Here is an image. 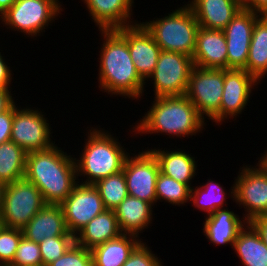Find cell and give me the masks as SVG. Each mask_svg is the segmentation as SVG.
<instances>
[{
  "instance_id": "obj_2",
  "label": "cell",
  "mask_w": 267,
  "mask_h": 266,
  "mask_svg": "<svg viewBox=\"0 0 267 266\" xmlns=\"http://www.w3.org/2000/svg\"><path fill=\"white\" fill-rule=\"evenodd\" d=\"M57 144L28 152L24 178L40 190L46 204L60 205L78 184L75 156Z\"/></svg>"
},
{
  "instance_id": "obj_17",
  "label": "cell",
  "mask_w": 267,
  "mask_h": 266,
  "mask_svg": "<svg viewBox=\"0 0 267 266\" xmlns=\"http://www.w3.org/2000/svg\"><path fill=\"white\" fill-rule=\"evenodd\" d=\"M98 30H112L138 23L132 20L134 0H82Z\"/></svg>"
},
{
  "instance_id": "obj_41",
  "label": "cell",
  "mask_w": 267,
  "mask_h": 266,
  "mask_svg": "<svg viewBox=\"0 0 267 266\" xmlns=\"http://www.w3.org/2000/svg\"><path fill=\"white\" fill-rule=\"evenodd\" d=\"M243 8L258 15H267V0H250Z\"/></svg>"
},
{
  "instance_id": "obj_46",
  "label": "cell",
  "mask_w": 267,
  "mask_h": 266,
  "mask_svg": "<svg viewBox=\"0 0 267 266\" xmlns=\"http://www.w3.org/2000/svg\"><path fill=\"white\" fill-rule=\"evenodd\" d=\"M4 227L3 219L0 214V230Z\"/></svg>"
},
{
  "instance_id": "obj_20",
  "label": "cell",
  "mask_w": 267,
  "mask_h": 266,
  "mask_svg": "<svg viewBox=\"0 0 267 266\" xmlns=\"http://www.w3.org/2000/svg\"><path fill=\"white\" fill-rule=\"evenodd\" d=\"M229 208H221L216 212L206 215L203 222V232L206 238L213 245H229L233 247L238 233L248 223L242 216L241 220L238 214Z\"/></svg>"
},
{
  "instance_id": "obj_5",
  "label": "cell",
  "mask_w": 267,
  "mask_h": 266,
  "mask_svg": "<svg viewBox=\"0 0 267 266\" xmlns=\"http://www.w3.org/2000/svg\"><path fill=\"white\" fill-rule=\"evenodd\" d=\"M163 18L140 22L152 35L161 50L192 57L196 48L199 24L188 4L167 13Z\"/></svg>"
},
{
  "instance_id": "obj_26",
  "label": "cell",
  "mask_w": 267,
  "mask_h": 266,
  "mask_svg": "<svg viewBox=\"0 0 267 266\" xmlns=\"http://www.w3.org/2000/svg\"><path fill=\"white\" fill-rule=\"evenodd\" d=\"M244 70L259 83L267 77V15H260L255 21Z\"/></svg>"
},
{
  "instance_id": "obj_47",
  "label": "cell",
  "mask_w": 267,
  "mask_h": 266,
  "mask_svg": "<svg viewBox=\"0 0 267 266\" xmlns=\"http://www.w3.org/2000/svg\"><path fill=\"white\" fill-rule=\"evenodd\" d=\"M262 217L267 218V210H266V212L262 215Z\"/></svg>"
},
{
  "instance_id": "obj_36",
  "label": "cell",
  "mask_w": 267,
  "mask_h": 266,
  "mask_svg": "<svg viewBox=\"0 0 267 266\" xmlns=\"http://www.w3.org/2000/svg\"><path fill=\"white\" fill-rule=\"evenodd\" d=\"M153 254L146 242L143 241L134 249L123 266H163L161 258Z\"/></svg>"
},
{
  "instance_id": "obj_6",
  "label": "cell",
  "mask_w": 267,
  "mask_h": 266,
  "mask_svg": "<svg viewBox=\"0 0 267 266\" xmlns=\"http://www.w3.org/2000/svg\"><path fill=\"white\" fill-rule=\"evenodd\" d=\"M61 6L59 0H16L0 21L7 29L34 38L43 35L44 29L62 14Z\"/></svg>"
},
{
  "instance_id": "obj_23",
  "label": "cell",
  "mask_w": 267,
  "mask_h": 266,
  "mask_svg": "<svg viewBox=\"0 0 267 266\" xmlns=\"http://www.w3.org/2000/svg\"><path fill=\"white\" fill-rule=\"evenodd\" d=\"M153 208L151 203L128 195L114 209L122 234L140 238L139 233H143L152 223Z\"/></svg>"
},
{
  "instance_id": "obj_33",
  "label": "cell",
  "mask_w": 267,
  "mask_h": 266,
  "mask_svg": "<svg viewBox=\"0 0 267 266\" xmlns=\"http://www.w3.org/2000/svg\"><path fill=\"white\" fill-rule=\"evenodd\" d=\"M22 236L21 229L4 226L0 230V266H9L12 263Z\"/></svg>"
},
{
  "instance_id": "obj_31",
  "label": "cell",
  "mask_w": 267,
  "mask_h": 266,
  "mask_svg": "<svg viewBox=\"0 0 267 266\" xmlns=\"http://www.w3.org/2000/svg\"><path fill=\"white\" fill-rule=\"evenodd\" d=\"M191 189L183 183L176 181L173 178L158 174L156 180V199L157 202H167L173 206H183L190 202Z\"/></svg>"
},
{
  "instance_id": "obj_37",
  "label": "cell",
  "mask_w": 267,
  "mask_h": 266,
  "mask_svg": "<svg viewBox=\"0 0 267 266\" xmlns=\"http://www.w3.org/2000/svg\"><path fill=\"white\" fill-rule=\"evenodd\" d=\"M14 118V104L5 112L0 113V144L10 141Z\"/></svg>"
},
{
  "instance_id": "obj_7",
  "label": "cell",
  "mask_w": 267,
  "mask_h": 266,
  "mask_svg": "<svg viewBox=\"0 0 267 266\" xmlns=\"http://www.w3.org/2000/svg\"><path fill=\"white\" fill-rule=\"evenodd\" d=\"M240 171L228 198L231 197L239 207H244L245 214H242L249 223L267 210V169L258 161L254 167L243 165Z\"/></svg>"
},
{
  "instance_id": "obj_38",
  "label": "cell",
  "mask_w": 267,
  "mask_h": 266,
  "mask_svg": "<svg viewBox=\"0 0 267 266\" xmlns=\"http://www.w3.org/2000/svg\"><path fill=\"white\" fill-rule=\"evenodd\" d=\"M5 60L6 59L1 55L0 52V89L11 88L10 85L13 79V70H10V66H8V63Z\"/></svg>"
},
{
  "instance_id": "obj_44",
  "label": "cell",
  "mask_w": 267,
  "mask_h": 266,
  "mask_svg": "<svg viewBox=\"0 0 267 266\" xmlns=\"http://www.w3.org/2000/svg\"><path fill=\"white\" fill-rule=\"evenodd\" d=\"M264 153L265 154H263V155L261 154L260 159L258 157V160L267 169V149H266V151H264Z\"/></svg>"
},
{
  "instance_id": "obj_11",
  "label": "cell",
  "mask_w": 267,
  "mask_h": 266,
  "mask_svg": "<svg viewBox=\"0 0 267 266\" xmlns=\"http://www.w3.org/2000/svg\"><path fill=\"white\" fill-rule=\"evenodd\" d=\"M223 86L224 69L194 65L185 95L197 108L198 113L204 119L210 120L220 110Z\"/></svg>"
},
{
  "instance_id": "obj_30",
  "label": "cell",
  "mask_w": 267,
  "mask_h": 266,
  "mask_svg": "<svg viewBox=\"0 0 267 266\" xmlns=\"http://www.w3.org/2000/svg\"><path fill=\"white\" fill-rule=\"evenodd\" d=\"M94 187L109 210H114L129 195L123 170L99 180Z\"/></svg>"
},
{
  "instance_id": "obj_29",
  "label": "cell",
  "mask_w": 267,
  "mask_h": 266,
  "mask_svg": "<svg viewBox=\"0 0 267 266\" xmlns=\"http://www.w3.org/2000/svg\"><path fill=\"white\" fill-rule=\"evenodd\" d=\"M208 179L206 184L192 187L190 191V203L205 214L210 215L218 209L226 208L227 192L218 182Z\"/></svg>"
},
{
  "instance_id": "obj_32",
  "label": "cell",
  "mask_w": 267,
  "mask_h": 266,
  "mask_svg": "<svg viewBox=\"0 0 267 266\" xmlns=\"http://www.w3.org/2000/svg\"><path fill=\"white\" fill-rule=\"evenodd\" d=\"M75 236H57L45 238L39 242L42 258V266H48L53 261L60 258L73 244Z\"/></svg>"
},
{
  "instance_id": "obj_22",
  "label": "cell",
  "mask_w": 267,
  "mask_h": 266,
  "mask_svg": "<svg viewBox=\"0 0 267 266\" xmlns=\"http://www.w3.org/2000/svg\"><path fill=\"white\" fill-rule=\"evenodd\" d=\"M158 161L160 173L176 181L186 184L190 189L193 187L192 179L199 170L197 167L198 161L193 155L182 149H166L151 148L149 149ZM197 170V171H196Z\"/></svg>"
},
{
  "instance_id": "obj_40",
  "label": "cell",
  "mask_w": 267,
  "mask_h": 266,
  "mask_svg": "<svg viewBox=\"0 0 267 266\" xmlns=\"http://www.w3.org/2000/svg\"><path fill=\"white\" fill-rule=\"evenodd\" d=\"M255 230L260 234L264 244L267 246V218L257 217L249 222Z\"/></svg>"
},
{
  "instance_id": "obj_9",
  "label": "cell",
  "mask_w": 267,
  "mask_h": 266,
  "mask_svg": "<svg viewBox=\"0 0 267 266\" xmlns=\"http://www.w3.org/2000/svg\"><path fill=\"white\" fill-rule=\"evenodd\" d=\"M14 103V118L10 140L24 151L45 150L55 145L49 120L40 109L26 106L21 108ZM48 122V123H47ZM51 137V138H50ZM54 142V143H53Z\"/></svg>"
},
{
  "instance_id": "obj_21",
  "label": "cell",
  "mask_w": 267,
  "mask_h": 266,
  "mask_svg": "<svg viewBox=\"0 0 267 266\" xmlns=\"http://www.w3.org/2000/svg\"><path fill=\"white\" fill-rule=\"evenodd\" d=\"M199 27L223 30L243 8L235 0H190Z\"/></svg>"
},
{
  "instance_id": "obj_27",
  "label": "cell",
  "mask_w": 267,
  "mask_h": 266,
  "mask_svg": "<svg viewBox=\"0 0 267 266\" xmlns=\"http://www.w3.org/2000/svg\"><path fill=\"white\" fill-rule=\"evenodd\" d=\"M233 250L243 266H267V246L250 223L238 233Z\"/></svg>"
},
{
  "instance_id": "obj_39",
  "label": "cell",
  "mask_w": 267,
  "mask_h": 266,
  "mask_svg": "<svg viewBox=\"0 0 267 266\" xmlns=\"http://www.w3.org/2000/svg\"><path fill=\"white\" fill-rule=\"evenodd\" d=\"M12 88H2L0 89V113L8 110L15 102V97L11 93Z\"/></svg>"
},
{
  "instance_id": "obj_35",
  "label": "cell",
  "mask_w": 267,
  "mask_h": 266,
  "mask_svg": "<svg viewBox=\"0 0 267 266\" xmlns=\"http://www.w3.org/2000/svg\"><path fill=\"white\" fill-rule=\"evenodd\" d=\"M91 264V250L75 242L60 258L48 266H90Z\"/></svg>"
},
{
  "instance_id": "obj_8",
  "label": "cell",
  "mask_w": 267,
  "mask_h": 266,
  "mask_svg": "<svg viewBox=\"0 0 267 266\" xmlns=\"http://www.w3.org/2000/svg\"><path fill=\"white\" fill-rule=\"evenodd\" d=\"M45 205L40 190L27 179L6 185L0 212L4 226L22 230Z\"/></svg>"
},
{
  "instance_id": "obj_3",
  "label": "cell",
  "mask_w": 267,
  "mask_h": 266,
  "mask_svg": "<svg viewBox=\"0 0 267 266\" xmlns=\"http://www.w3.org/2000/svg\"><path fill=\"white\" fill-rule=\"evenodd\" d=\"M153 100L149 111L133 126L135 135L160 133L169 138H189L205 129V119L186 95L154 97Z\"/></svg>"
},
{
  "instance_id": "obj_25",
  "label": "cell",
  "mask_w": 267,
  "mask_h": 266,
  "mask_svg": "<svg viewBox=\"0 0 267 266\" xmlns=\"http://www.w3.org/2000/svg\"><path fill=\"white\" fill-rule=\"evenodd\" d=\"M143 241L134 235L121 234L115 239L93 248L92 264L94 266H123L134 249Z\"/></svg>"
},
{
  "instance_id": "obj_19",
  "label": "cell",
  "mask_w": 267,
  "mask_h": 266,
  "mask_svg": "<svg viewBox=\"0 0 267 266\" xmlns=\"http://www.w3.org/2000/svg\"><path fill=\"white\" fill-rule=\"evenodd\" d=\"M23 236L39 243L45 238L73 236L66 227L61 205L46 204L22 229Z\"/></svg>"
},
{
  "instance_id": "obj_43",
  "label": "cell",
  "mask_w": 267,
  "mask_h": 266,
  "mask_svg": "<svg viewBox=\"0 0 267 266\" xmlns=\"http://www.w3.org/2000/svg\"><path fill=\"white\" fill-rule=\"evenodd\" d=\"M5 186L6 185L0 181V212H1L2 204H3V195H4Z\"/></svg>"
},
{
  "instance_id": "obj_10",
  "label": "cell",
  "mask_w": 267,
  "mask_h": 266,
  "mask_svg": "<svg viewBox=\"0 0 267 266\" xmlns=\"http://www.w3.org/2000/svg\"><path fill=\"white\" fill-rule=\"evenodd\" d=\"M193 66L192 57L162 50L153 73L148 77L153 81L155 98L185 95Z\"/></svg>"
},
{
  "instance_id": "obj_12",
  "label": "cell",
  "mask_w": 267,
  "mask_h": 266,
  "mask_svg": "<svg viewBox=\"0 0 267 266\" xmlns=\"http://www.w3.org/2000/svg\"><path fill=\"white\" fill-rule=\"evenodd\" d=\"M123 172L125 174L128 194L147 201L153 206L157 204L156 180L160 173L157 159L149 148L138 154H129L126 158Z\"/></svg>"
},
{
  "instance_id": "obj_24",
  "label": "cell",
  "mask_w": 267,
  "mask_h": 266,
  "mask_svg": "<svg viewBox=\"0 0 267 266\" xmlns=\"http://www.w3.org/2000/svg\"><path fill=\"white\" fill-rule=\"evenodd\" d=\"M121 234L114 210L106 209L87 223L75 236V242L88 250H92Z\"/></svg>"
},
{
  "instance_id": "obj_15",
  "label": "cell",
  "mask_w": 267,
  "mask_h": 266,
  "mask_svg": "<svg viewBox=\"0 0 267 266\" xmlns=\"http://www.w3.org/2000/svg\"><path fill=\"white\" fill-rule=\"evenodd\" d=\"M115 30L127 41L131 60L137 73L145 82L148 81L162 51L160 46L140 21Z\"/></svg>"
},
{
  "instance_id": "obj_42",
  "label": "cell",
  "mask_w": 267,
  "mask_h": 266,
  "mask_svg": "<svg viewBox=\"0 0 267 266\" xmlns=\"http://www.w3.org/2000/svg\"><path fill=\"white\" fill-rule=\"evenodd\" d=\"M16 0H0V17L15 3Z\"/></svg>"
},
{
  "instance_id": "obj_34",
  "label": "cell",
  "mask_w": 267,
  "mask_h": 266,
  "mask_svg": "<svg viewBox=\"0 0 267 266\" xmlns=\"http://www.w3.org/2000/svg\"><path fill=\"white\" fill-rule=\"evenodd\" d=\"M9 266H42L39 244L22 236Z\"/></svg>"
},
{
  "instance_id": "obj_4",
  "label": "cell",
  "mask_w": 267,
  "mask_h": 266,
  "mask_svg": "<svg viewBox=\"0 0 267 266\" xmlns=\"http://www.w3.org/2000/svg\"><path fill=\"white\" fill-rule=\"evenodd\" d=\"M83 150L75 158L78 183L94 185L109 175L123 170L127 156L130 154L111 132L96 126L90 127ZM124 147V148H123Z\"/></svg>"
},
{
  "instance_id": "obj_14",
  "label": "cell",
  "mask_w": 267,
  "mask_h": 266,
  "mask_svg": "<svg viewBox=\"0 0 267 266\" xmlns=\"http://www.w3.org/2000/svg\"><path fill=\"white\" fill-rule=\"evenodd\" d=\"M68 232L76 236L104 207L101 196L94 185L78 183L71 194L60 204Z\"/></svg>"
},
{
  "instance_id": "obj_16",
  "label": "cell",
  "mask_w": 267,
  "mask_h": 266,
  "mask_svg": "<svg viewBox=\"0 0 267 266\" xmlns=\"http://www.w3.org/2000/svg\"><path fill=\"white\" fill-rule=\"evenodd\" d=\"M260 15L242 8L223 29L226 37L228 69L246 68L252 31Z\"/></svg>"
},
{
  "instance_id": "obj_45",
  "label": "cell",
  "mask_w": 267,
  "mask_h": 266,
  "mask_svg": "<svg viewBox=\"0 0 267 266\" xmlns=\"http://www.w3.org/2000/svg\"><path fill=\"white\" fill-rule=\"evenodd\" d=\"M238 2L242 7H244L250 0H235Z\"/></svg>"
},
{
  "instance_id": "obj_18",
  "label": "cell",
  "mask_w": 267,
  "mask_h": 266,
  "mask_svg": "<svg viewBox=\"0 0 267 266\" xmlns=\"http://www.w3.org/2000/svg\"><path fill=\"white\" fill-rule=\"evenodd\" d=\"M193 64L201 68L228 69L226 37L223 30L199 27Z\"/></svg>"
},
{
  "instance_id": "obj_1",
  "label": "cell",
  "mask_w": 267,
  "mask_h": 266,
  "mask_svg": "<svg viewBox=\"0 0 267 266\" xmlns=\"http://www.w3.org/2000/svg\"><path fill=\"white\" fill-rule=\"evenodd\" d=\"M99 31L103 42L98 58V88L111 97L119 95L140 101L146 82L135 69L127 41L115 29Z\"/></svg>"
},
{
  "instance_id": "obj_13",
  "label": "cell",
  "mask_w": 267,
  "mask_h": 266,
  "mask_svg": "<svg viewBox=\"0 0 267 266\" xmlns=\"http://www.w3.org/2000/svg\"><path fill=\"white\" fill-rule=\"evenodd\" d=\"M257 85L259 82L246 70L224 69L220 110L210 119L212 123L215 122V125L220 126L227 119L229 121L239 117L248 105L251 93Z\"/></svg>"
},
{
  "instance_id": "obj_28",
  "label": "cell",
  "mask_w": 267,
  "mask_h": 266,
  "mask_svg": "<svg viewBox=\"0 0 267 266\" xmlns=\"http://www.w3.org/2000/svg\"><path fill=\"white\" fill-rule=\"evenodd\" d=\"M27 152L13 141L0 144V181L5 185L24 178Z\"/></svg>"
}]
</instances>
